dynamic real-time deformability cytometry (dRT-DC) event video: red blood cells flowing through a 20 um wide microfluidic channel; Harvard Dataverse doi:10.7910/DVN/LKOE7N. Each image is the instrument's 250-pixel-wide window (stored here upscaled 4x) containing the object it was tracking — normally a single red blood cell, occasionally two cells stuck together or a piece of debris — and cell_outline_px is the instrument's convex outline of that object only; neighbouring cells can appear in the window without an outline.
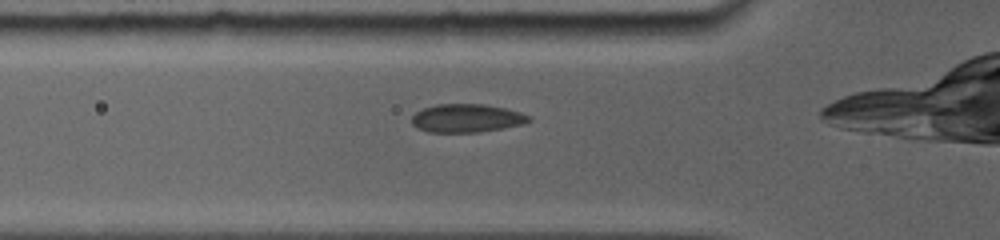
{"species": "common noctule bat (a hibernating species)", "species_latin": "Nyctalus noctula", "temperature_condition": "room temperature", "stored_images_in_passage": 7, "camera_frame_rate_fps": 5000, "um_per_image_px": 0.085, "animal": {"sex": "female", "body_mass_g": 19.0, "forearm_length_mm": 56.7}, "frame": {"image": 1, "passage_image": 2, "time_ms": 0.8, "image_size_px": [1000, 240], "cell_outline_px": [[532, 120], [524, 124], [504, 128], [480, 132], [428, 132], [416, 128], [412, 124], [412, 116], [416, 112], [424, 108], [436, 104], [484, 104], [504, 108], [520, 112], [532, 116]], "centroid_in_image_um": [39.69, 10.05], "position_along_channel_um": 86.1, "area_um2": 19.48}}
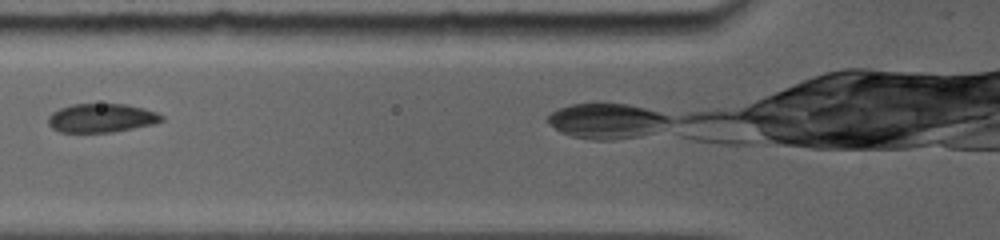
{"frame": {"image": 2, "passage_image": 3, "time_ms": 1.6, "image_size_px": [1000, 240], "cell_outline_px": [[164, 120], [152, 124], [112, 132], [60, 132], [52, 128], [48, 124], [48, 116], [52, 112], [60, 108], [72, 104], [124, 104], [144, 108], [156, 112], [164, 116]], "centroid_in_image_um": [8.61, 10.02], "position_along_channel_um": 117.2, "area_um2": 18.96}}
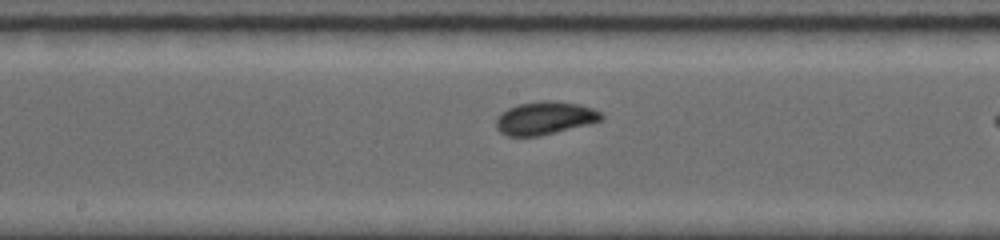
{"frame": {"image": 3, "passage_image": 6, "time_ms": 3.8, "image_size_px": [1000, 240], "cell_outline_px": [[604, 120], [592, 124], [540, 136], [504, 136], [496, 128], [496, 116], [500, 112], [508, 108], [520, 104], [540, 100], [552, 100], [580, 104], [592, 108], [600, 112], [604, 116]], "centroid_in_image_um": [46.32, 10.04], "position_along_channel_um": 201.9, "area_um2": 20.69}}